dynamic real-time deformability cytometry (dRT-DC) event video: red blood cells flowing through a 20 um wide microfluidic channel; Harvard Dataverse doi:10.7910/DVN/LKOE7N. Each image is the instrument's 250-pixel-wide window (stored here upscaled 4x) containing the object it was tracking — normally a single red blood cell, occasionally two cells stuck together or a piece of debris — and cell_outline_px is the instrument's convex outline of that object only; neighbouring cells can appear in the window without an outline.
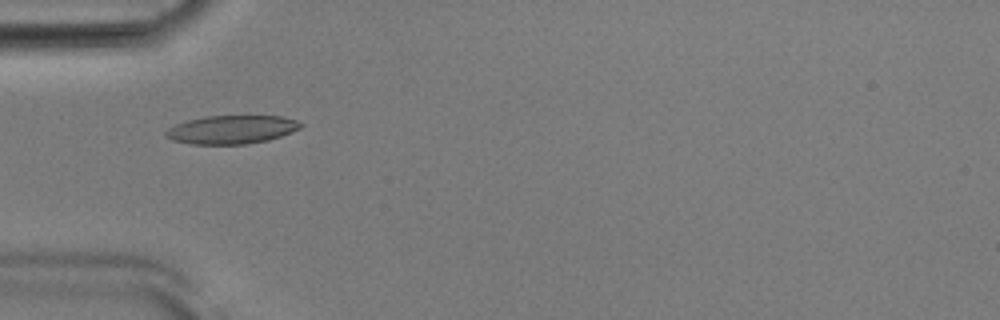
{"species": "Egyptian fruit bat (a non-hibernating species)", "species_latin": "Rousettus aegyptiacus", "temperature_condition": "room temperature", "stored_images_in_passage": 46, "camera_frame_rate_fps": 3000, "um_per_image_px": 0.085, "animal": {"sex": "male"}, "frame": {"image": 1, "passage_image": 17, "time_ms": 5.333, "image_size_px": [1000, 320], "cell_outline_px": [[304, 124], [300, 128], [292, 132], [268, 140], [248, 144], [188, 144], [172, 140], [164, 136], [164, 132], [168, 128], [176, 124], [188, 120], [204, 116], [280, 116], [296, 120]], "centroid_in_image_um": [19.66, 11.02], "position_along_channel_um": 65.3, "area_um2": 22.43}}
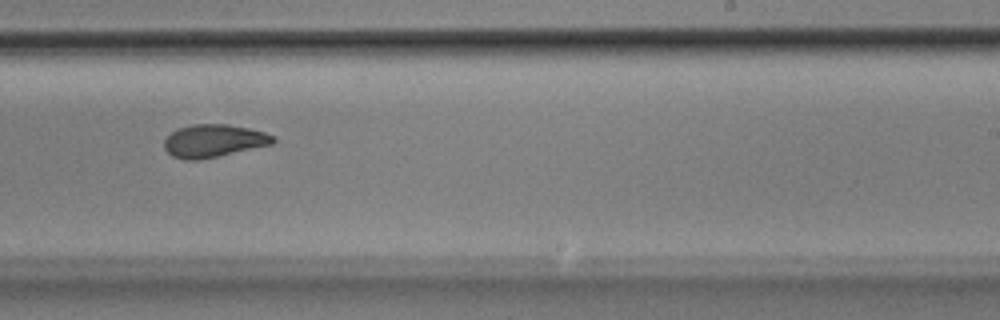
{"frame": {"image": 2, "passage_image": 33, "time_ms": 10.667, "image_size_px": [1000, 320], "cell_outline_px": [[276, 140], [272, 144], [200, 160], [184, 160], [172, 156], [164, 148], [164, 140], [172, 132], [180, 128], [192, 124], [228, 124], [248, 128], [264, 132], [272, 136]], "centroid_in_image_um": [18.14, 11.97], "position_along_channel_um": 270.9, "area_um2": 20.63}}
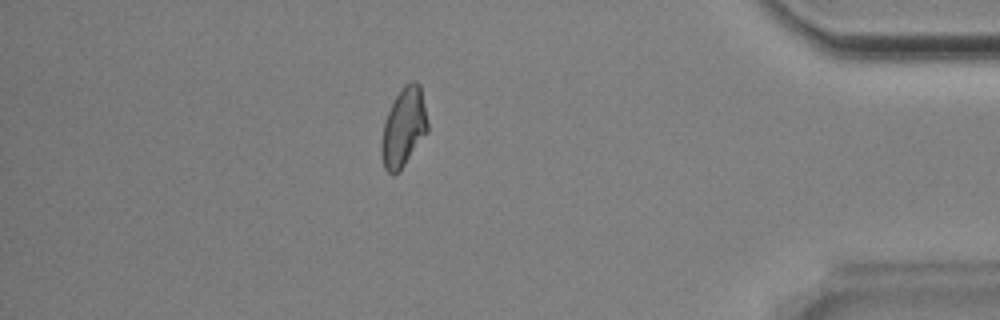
{"frame": {"image": 3, "passage_image": 46, "time_ms": 15.0, "image_size_px": [1000, 320], "cell_outline_px": [[428, 132], [404, 164], [392, 176], [384, 168], [380, 152], [380, 144], [384, 124], [388, 112], [396, 96], [404, 84], [412, 80], [416, 80], [420, 84], [428, 120]], "centroid_in_image_um": [34.31, 10.8], "position_along_channel_um": 400.9, "area_um2": 21.15}, "authors_computed_cell_mechanics": {"area_um2": 21.3571, "velocity_mm_per_s": 3.8784, "shape_relaxation_time_tau1_ms": 6.5322, "shape_relaxation_time_tau2_ms": 3.1105, "deformation_change_tau1": 0.1636, "deformation_change_tau2": 0.0934}}